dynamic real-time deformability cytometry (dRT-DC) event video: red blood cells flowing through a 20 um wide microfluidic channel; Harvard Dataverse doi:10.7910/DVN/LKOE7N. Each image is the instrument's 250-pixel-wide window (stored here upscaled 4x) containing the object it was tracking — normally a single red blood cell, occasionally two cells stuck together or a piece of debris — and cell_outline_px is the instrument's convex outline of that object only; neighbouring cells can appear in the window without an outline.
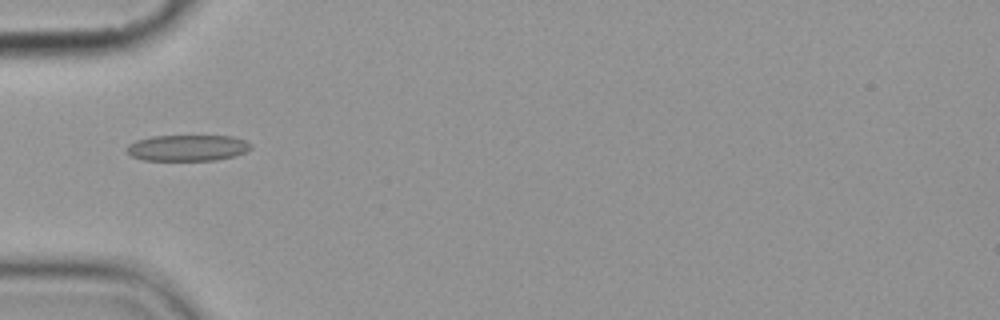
{"species": "common noctule bat (a hibernating species)", "species_latin": "Nyctalus noctula", "temperature_condition": "cold", "stored_images_in_passage": 8, "camera_frame_rate_fps": 3000, "um_per_image_px": 0.085, "animal": {"sex": "female", "body_mass_g": 19.9}, "frame": {"image": 1, "passage_image": 6, "time_ms": 6.0, "image_size_px": [1000, 320], "cell_outline_px": [[252, 148], [236, 156], [216, 160], [144, 160], [132, 156], [124, 148], [128, 144], [136, 140], [152, 136], [232, 136], [244, 140], [252, 144]], "centroid_in_image_um": [15.94, 12.57], "position_along_channel_um": 69.1, "area_um2": 18.96}}
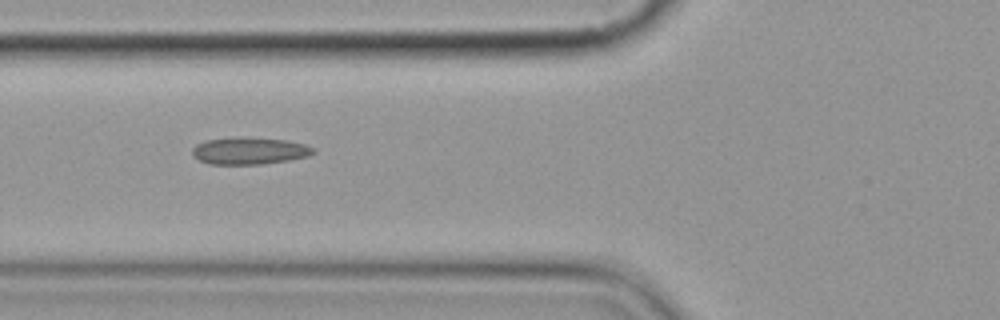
{"frame": {"image": 2, "passage_image": 7, "time_ms": 7.0, "image_size_px": [1000, 320], "cell_outline_px": [[316, 152], [308, 156], [288, 160], [260, 164], [208, 164], [192, 156], [192, 148], [196, 144], [204, 140], [284, 140], [304, 144], [312, 148]], "centroid_in_image_um": [21.17, 12.88], "position_along_channel_um": 104.6, "area_um2": 17.98}}
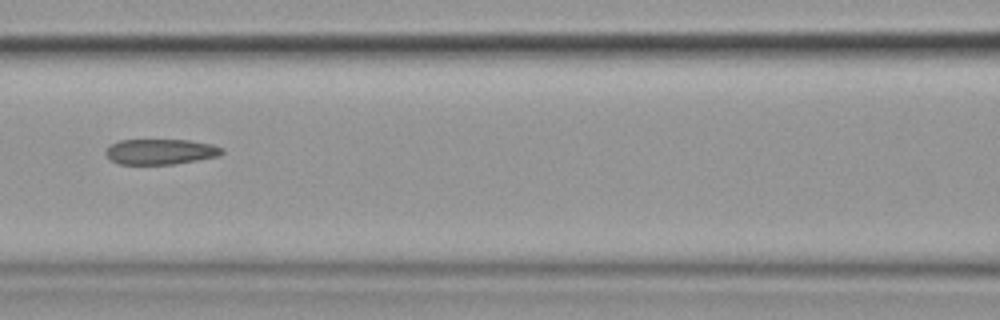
{"frame": {"image": 3, "passage_image": 8, "time_ms": 8.333, "image_size_px": [1000, 320], "cell_outline_px": [[224, 152], [220, 156], [172, 164], [120, 164], [112, 160], [104, 152], [112, 144], [120, 140], [188, 140], [212, 144], [224, 148]], "centroid_in_image_um": [13.69, 12.89], "position_along_channel_um": 152.9, "area_um2": 17.11}}